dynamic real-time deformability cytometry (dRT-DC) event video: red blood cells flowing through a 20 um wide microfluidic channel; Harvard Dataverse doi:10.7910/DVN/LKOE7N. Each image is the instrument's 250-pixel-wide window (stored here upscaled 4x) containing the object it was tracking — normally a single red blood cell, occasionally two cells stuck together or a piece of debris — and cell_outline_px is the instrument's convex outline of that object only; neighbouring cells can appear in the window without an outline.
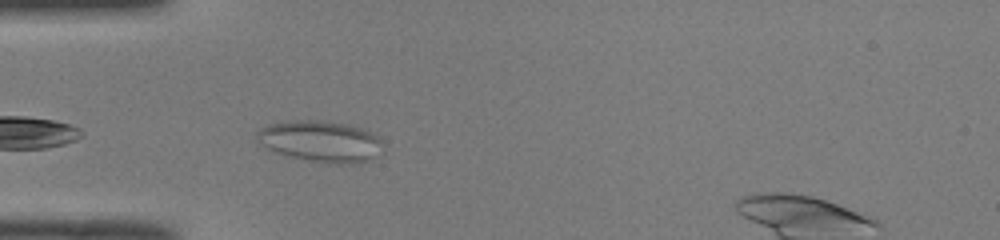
{"species": "common noctule bat (a hibernating species)", "species_latin": "Nyctalus noctula", "temperature_condition": "room temperature", "stored_images_in_passage": 10, "camera_frame_rate_fps": 3000, "um_per_image_px": 0.085, "animal": {"sex": "male", "body_mass_g": 19.0, "forearm_length_mm": 50.8}, "frame": {"image": 1, "passage_image": 2, "time_ms": 0.333, "image_size_px": [1000, 240], "cell_outline_px": [[384, 152], [360, 164], [332, 164], [292, 156], [276, 152], [260, 144], [256, 140], [256, 132], [260, 128], [268, 124], [296, 120], [324, 120], [352, 124], [364, 128], [376, 136], [380, 140]], "centroid_in_image_um": [27.29, 12.0], "position_along_channel_um": 57.7, "area_um2": 30.58}}